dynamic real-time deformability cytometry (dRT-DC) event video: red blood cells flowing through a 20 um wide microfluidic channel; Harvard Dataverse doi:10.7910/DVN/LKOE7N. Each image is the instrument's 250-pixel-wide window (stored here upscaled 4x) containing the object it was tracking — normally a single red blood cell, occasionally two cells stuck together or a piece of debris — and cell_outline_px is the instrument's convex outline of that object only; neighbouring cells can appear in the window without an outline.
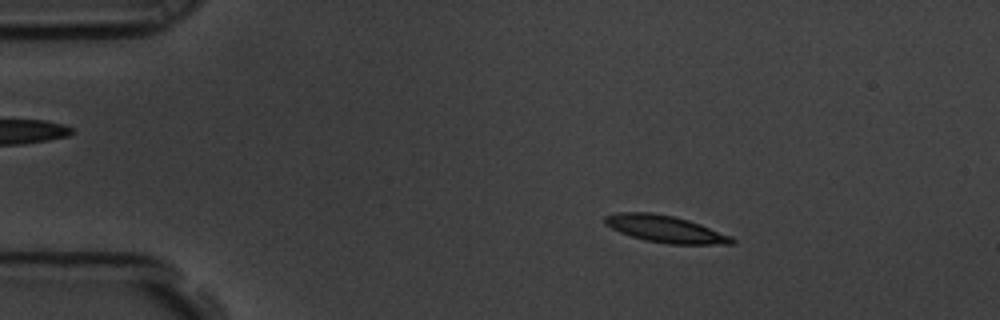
{"species": "common noctule bat (a hibernating species)", "species_latin": "Nyctalus noctula", "temperature_condition": "room temperature", "stored_images_in_passage": 58, "camera_frame_rate_fps": 3000, "um_per_image_px": 0.085, "animal": {"sex": "male", "body_mass_g": 19.5, "forearm_length_mm": 54.6}, "frame": {"image": 1, "passage_image": 9, "time_ms": 2.667, "image_size_px": [1000, 320], "cell_outline_px": [[736, 244], [668, 244], [644, 240], [620, 232], [604, 224], [604, 216], [616, 212], [652, 212], [676, 216], [700, 224], [732, 236], [736, 240]], "centroid_in_image_um": [56.56, 19.46], "position_along_channel_um": 28.4, "area_um2": 20.11}}
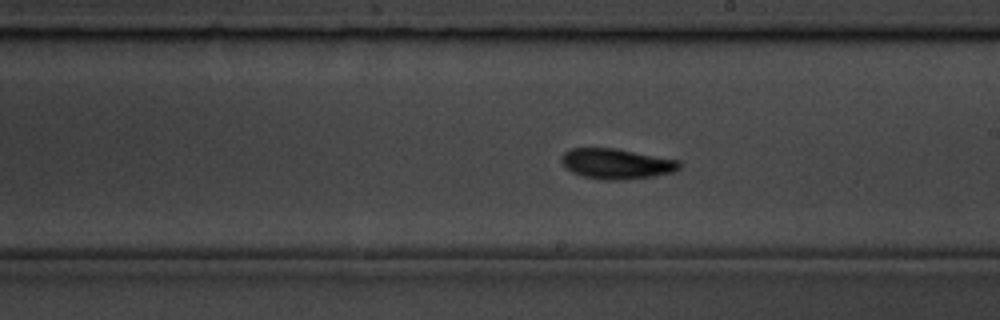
{"frame": {"image": 2, "passage_image": 32, "time_ms": 10.333, "image_size_px": [1000, 320], "cell_outline_px": [[680, 168], [676, 172], [652, 176], [624, 180], [600, 180], [584, 176], [572, 172], [560, 160], [560, 156], [564, 152], [572, 148], [616, 148], [680, 160]], "centroid_in_image_um": [52.42, 13.92], "position_along_channel_um": 236.6, "area_um2": 20.98}}
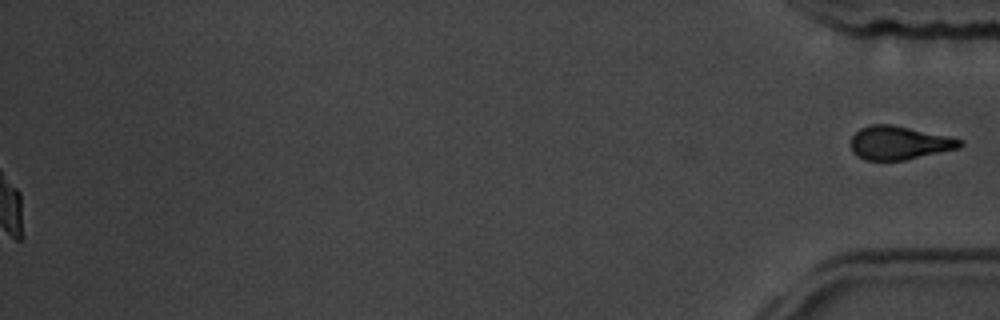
{"frame": {"image": 3, "passage_image": 58, "time_ms": 19.0, "image_size_px": [1000, 320], "cell_outline_px": [[964, 144], [960, 148], [904, 160], [864, 160], [856, 156], [852, 152], [852, 136], [860, 128], [872, 124], [892, 124], [948, 136], [964, 140]], "centroid_in_image_um": [76.44, 12.14], "position_along_channel_um": 358.8, "area_um2": 21.33}}